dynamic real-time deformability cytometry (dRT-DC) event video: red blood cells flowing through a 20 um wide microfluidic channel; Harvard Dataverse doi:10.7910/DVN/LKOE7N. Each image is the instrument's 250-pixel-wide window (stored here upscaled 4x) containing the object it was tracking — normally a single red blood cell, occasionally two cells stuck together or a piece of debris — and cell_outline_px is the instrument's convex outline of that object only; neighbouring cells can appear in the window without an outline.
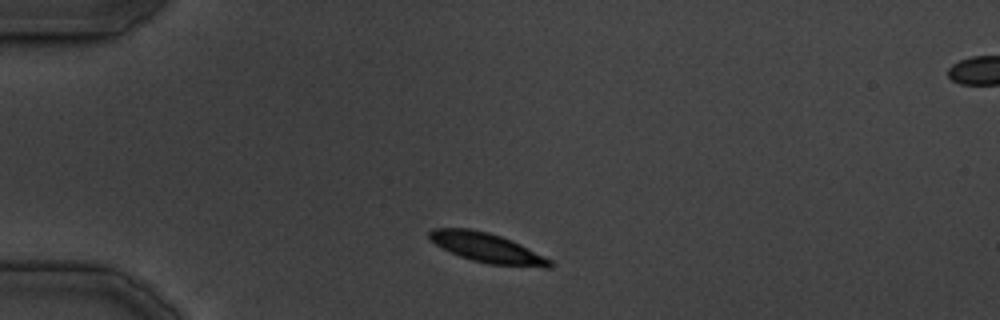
{"species": "common noctule bat (a hibernating species)", "species_latin": "Nyctalus noctula", "temperature_condition": "cold", "stored_images_in_passage": 30, "camera_frame_rate_fps": 3000, "um_per_image_px": 0.085, "animal": {"sex": "male", "body_mass_g": 19.5, "forearm_length_mm": 54.6}, "frame": {"image": 1, "passage_image": 1, "time_ms": 0.0, "image_size_px": [1000, 320], "cell_outline_px": [[552, 268], [544, 268], [488, 264], [472, 260], [460, 256], [440, 248], [428, 240], [428, 232], [432, 228], [468, 228], [488, 232], [512, 240], [552, 260]], "centroid_in_image_um": [41.37, 21.07], "position_along_channel_um": 43.6, "area_um2": 20.98}}
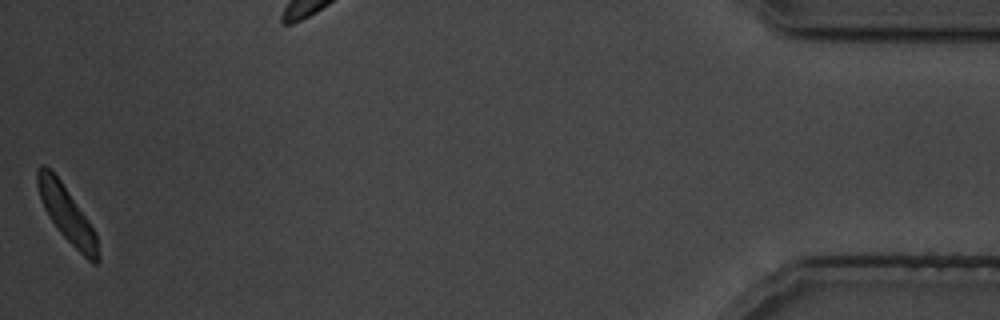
{"frame": {"image": 2, "passage_image": 30, "time_ms": 35.0, "image_size_px": [1000, 320], "cell_outline_px": [[100, 260], [96, 264], [92, 264], [60, 232], [48, 216], [40, 200], [36, 180], [36, 172], [40, 164], [44, 164], [60, 180], [88, 220], [96, 232], [100, 256]], "centroid_in_image_um": [5.68, 18.22], "position_along_channel_um": 429.5, "area_um2": 19.42}}